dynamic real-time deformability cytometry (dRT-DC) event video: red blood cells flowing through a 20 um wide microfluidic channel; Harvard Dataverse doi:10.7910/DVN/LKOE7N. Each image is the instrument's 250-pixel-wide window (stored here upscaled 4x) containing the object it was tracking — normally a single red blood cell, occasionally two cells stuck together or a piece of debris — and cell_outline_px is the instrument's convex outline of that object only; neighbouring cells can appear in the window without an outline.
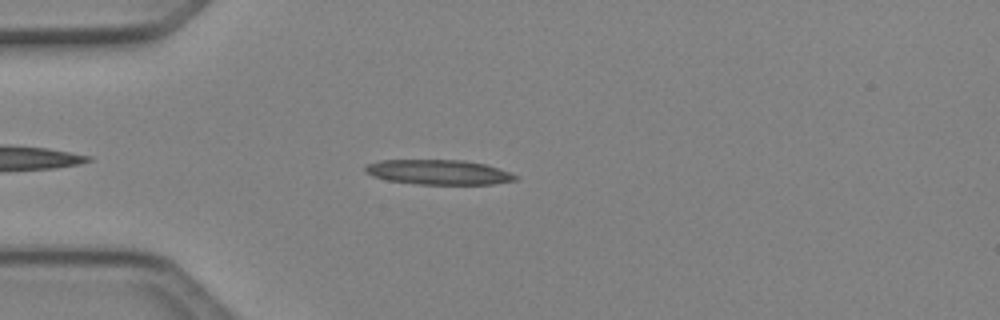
{"species": "Egyptian fruit bat (a non-hibernating species)", "species_latin": "Rousettus aegyptiacus", "temperature_condition": "cold", "stored_images_in_passage": 5, "camera_frame_rate_fps": 3000, "um_per_image_px": 0.085, "animal": {"sex": "female"}, "frame": {"image": 1, "passage_image": 4, "time_ms": 1.0, "image_size_px": [1000, 320], "cell_outline_px": [[520, 176], [516, 180], [492, 184], [420, 184], [388, 180], [372, 176], [364, 172], [364, 168], [368, 164], [380, 160], [464, 160], [484, 164]], "centroid_in_image_um": [37.26, 14.63], "position_along_channel_um": 47.7, "area_um2": 21.56}}